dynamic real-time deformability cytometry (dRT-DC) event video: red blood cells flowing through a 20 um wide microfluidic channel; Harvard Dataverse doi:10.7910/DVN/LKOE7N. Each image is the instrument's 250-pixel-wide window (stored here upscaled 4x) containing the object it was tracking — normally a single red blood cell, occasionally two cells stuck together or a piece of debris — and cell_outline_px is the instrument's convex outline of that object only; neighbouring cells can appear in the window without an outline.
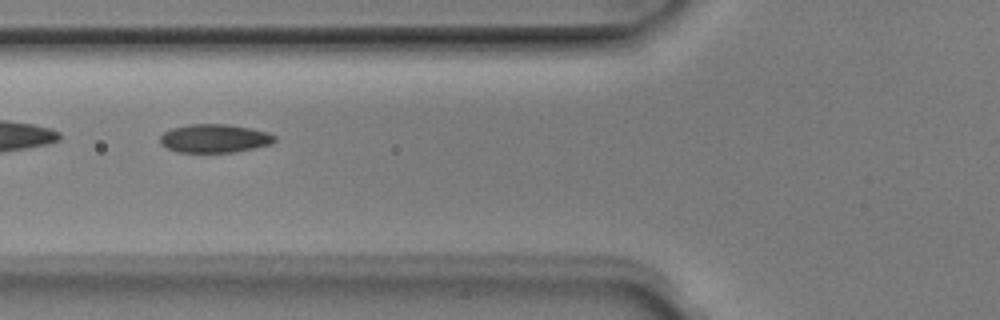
{"species": "Egyptian fruit bat (a non-hibernating species)", "species_latin": "Rousettus aegyptiacus", "temperature_condition": "room temperature", "stored_images_in_passage": 7, "camera_frame_rate_fps": 3000, "um_per_image_px": 0.085, "animal": {"sex": "male"}, "frame": {"image": 1, "passage_image": 3, "time_ms": 0.667, "image_size_px": [1000, 320], "cell_outline_px": [[276, 140], [272, 144], [236, 152], [176, 152], [160, 144], [160, 136], [164, 132], [172, 128], [188, 124], [228, 124], [252, 128], [268, 132], [276, 136]], "centroid_in_image_um": [18.25, 11.76], "position_along_channel_um": 107.5, "area_um2": 19.19}}
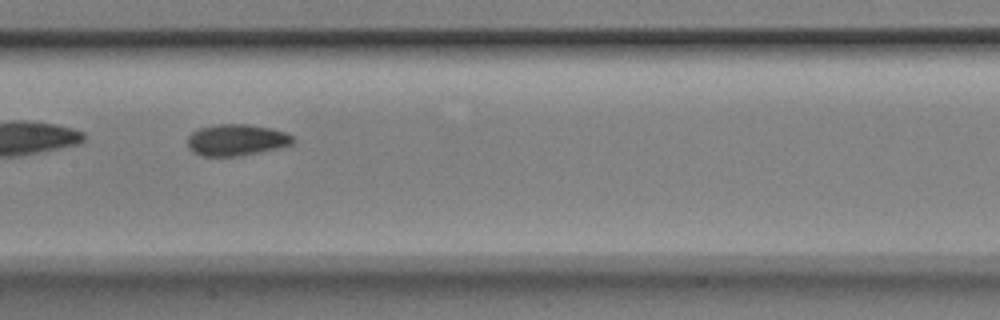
{"frame": {"image": 2, "passage_image": 5, "time_ms": 1.333, "image_size_px": [1000, 320], "cell_outline_px": [[296, 140], [292, 144], [280, 148], [240, 156], [200, 156], [192, 152], [188, 148], [188, 136], [192, 132], [200, 128], [220, 124], [248, 124], [272, 128], [288, 132]], "centroid_in_image_um": [20.13, 11.9], "position_along_channel_um": 187.3, "area_um2": 19.59}}
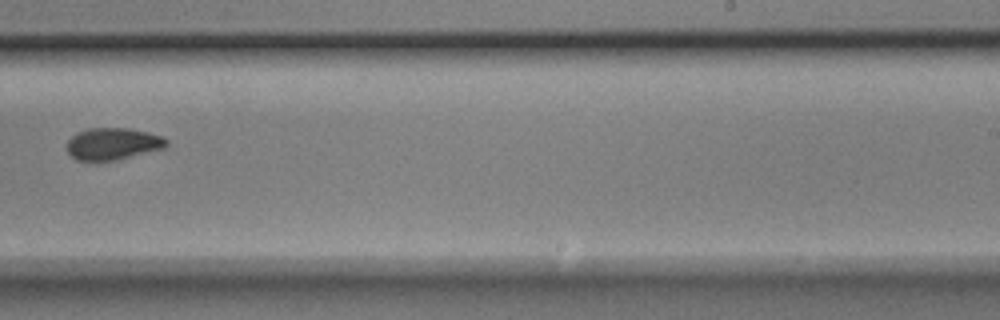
{"frame": {"image": 3, "passage_image": 7, "time_ms": 2.0, "image_size_px": [1000, 320], "cell_outline_px": [[168, 144], [164, 148], [116, 160], [76, 160], [68, 152], [68, 140], [76, 132], [88, 128], [128, 128], [148, 132], [164, 136], [168, 140]], "centroid_in_image_um": [9.61, 12.21], "position_along_channel_um": 279.4, "area_um2": 18.5}}